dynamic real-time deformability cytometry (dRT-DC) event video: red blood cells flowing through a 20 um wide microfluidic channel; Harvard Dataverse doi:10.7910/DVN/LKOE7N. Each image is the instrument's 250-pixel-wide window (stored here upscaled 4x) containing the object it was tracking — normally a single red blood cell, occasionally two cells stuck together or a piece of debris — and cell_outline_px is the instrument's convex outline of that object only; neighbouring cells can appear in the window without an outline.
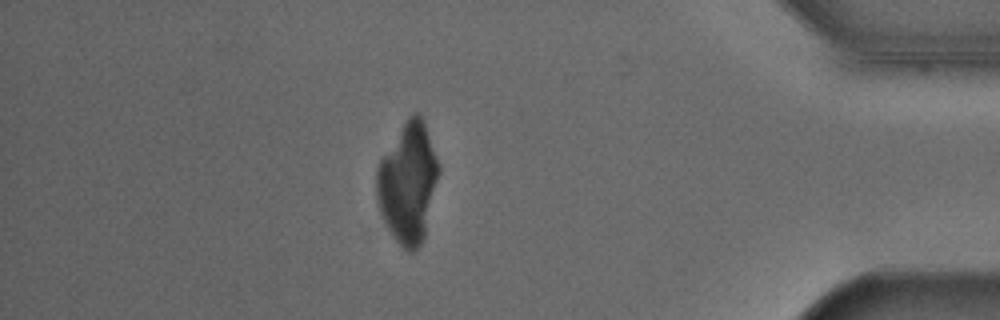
{"species": "Egyptian fruit bat (a non-hibernating species)", "species_latin": "Rousettus aegyptiacus", "temperature_condition": "cold", "stored_images_in_passage": 50, "camera_frame_rate_fps": 3000, "um_per_image_px": 0.085, "animal": {"sex": "male"}, "frame": {"image": 1, "passage_image": 46, "time_ms": 15.0, "image_size_px": [1000, 320], "cell_outline_px": [[440, 172], [424, 240], [412, 252], [408, 252], [396, 240], [388, 228], [380, 212], [376, 200], [376, 168], [380, 160], [404, 120], [412, 112], [416, 112], [424, 120], [440, 164]], "centroid_in_image_um": [34.69, 15.5], "position_along_channel_um": 400.5, "area_um2": 43.87}}